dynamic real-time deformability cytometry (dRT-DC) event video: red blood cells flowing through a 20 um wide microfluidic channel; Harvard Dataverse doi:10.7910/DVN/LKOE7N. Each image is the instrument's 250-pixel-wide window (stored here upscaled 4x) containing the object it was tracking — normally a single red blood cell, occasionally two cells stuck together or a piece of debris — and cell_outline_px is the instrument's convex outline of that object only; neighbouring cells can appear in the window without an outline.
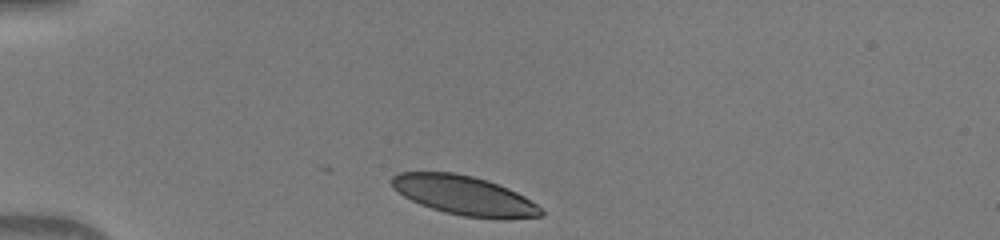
{"species": "human", "species_latin": "Homo sapiens", "temperature_condition": "warm", "stored_images_in_passage": 35, "camera_frame_rate_fps": 3000, "um_per_image_px": 0.085, "donor": {"sex": "male"}, "frame": {"image": 1, "passage_image": 1, "time_ms": 0.0, "image_size_px": [1000, 240], "cell_outline_px": [[544, 216], [504, 220], [500, 220], [464, 216], [444, 212], [420, 204], [404, 196], [392, 184], [392, 176], [400, 172], [452, 172], [472, 176], [488, 180], [508, 188], [524, 196], [536, 204], [544, 212]], "centroid_in_image_um": [39.52, 16.63], "position_along_channel_um": 45.5, "area_um2": 34.1}}
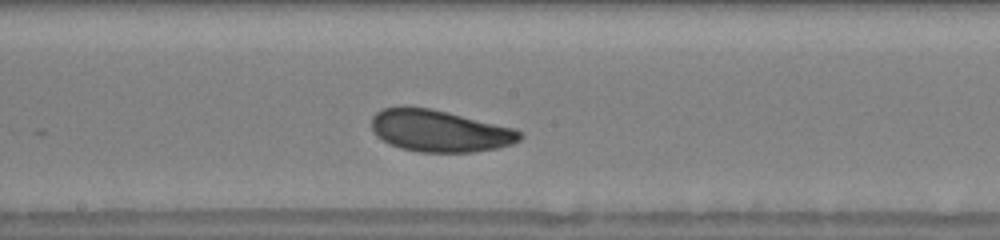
{"frame": {"image": 2, "passage_image": 16, "time_ms": 5.0, "image_size_px": [1000, 240], "cell_outline_px": [[524, 136], [520, 140], [512, 144], [496, 148], [472, 152], [420, 152], [400, 148], [388, 144], [376, 136], [372, 132], [372, 116], [376, 112], [384, 108], [432, 108], [512, 128], [520, 132]], "centroid_in_image_um": [37.34, 11.14], "position_along_channel_um": 210.9, "area_um2": 35.84}}
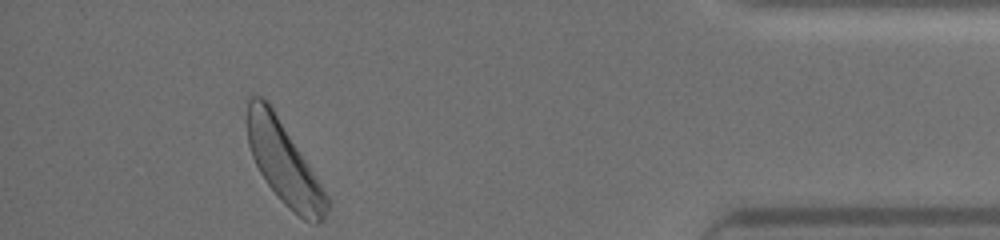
{"frame": {"image": 3, "passage_image": 34, "time_ms": 11.0, "image_size_px": [1000, 240], "cell_outline_px": [[332, 204], [324, 220], [316, 224], [312, 224], [304, 220], [288, 208], [276, 196], [260, 172], [252, 156], [248, 144], [248, 96], [260, 96], [268, 100], [332, 200]], "centroid_in_image_um": [24.2, 13.91], "position_along_channel_um": 411.0, "area_um2": 38.38}}